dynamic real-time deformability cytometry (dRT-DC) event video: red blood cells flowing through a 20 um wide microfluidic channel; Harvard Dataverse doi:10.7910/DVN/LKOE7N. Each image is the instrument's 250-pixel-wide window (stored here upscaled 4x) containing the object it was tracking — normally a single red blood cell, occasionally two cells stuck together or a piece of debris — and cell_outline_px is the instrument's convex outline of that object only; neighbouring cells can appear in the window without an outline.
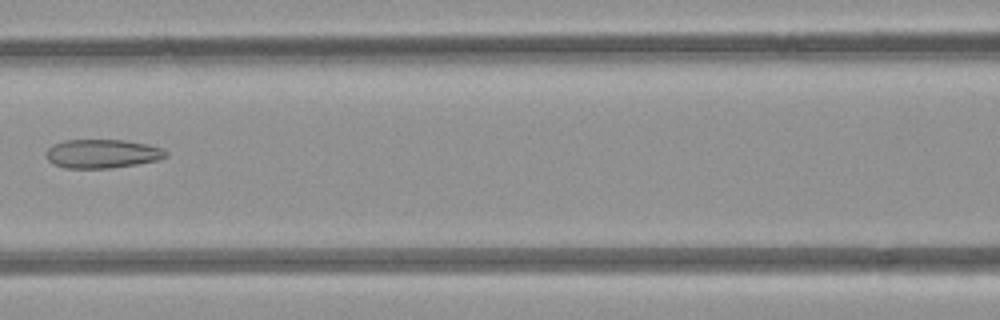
{"species": "common noctule bat (a hibernating species)", "species_latin": "Nyctalus noctula", "temperature_condition": "room temperature", "stored_images_in_passage": 4, "camera_frame_rate_fps": 3000, "um_per_image_px": 0.085, "animal": {"sex": "female", "body_mass_g": 21.9}, "frame": {"image": 1, "passage_image": 4, "time_ms": 3.333, "image_size_px": [1000, 320], "cell_outline_px": [[168, 156], [156, 160], [136, 164], [108, 168], [64, 168], [52, 164], [48, 160], [44, 152], [52, 144], [64, 140], [124, 140], [148, 144], [160, 148], [168, 152]], "centroid_in_image_um": [8.64, 13.06], "position_along_channel_um": 158.0, "area_um2": 20.17}}